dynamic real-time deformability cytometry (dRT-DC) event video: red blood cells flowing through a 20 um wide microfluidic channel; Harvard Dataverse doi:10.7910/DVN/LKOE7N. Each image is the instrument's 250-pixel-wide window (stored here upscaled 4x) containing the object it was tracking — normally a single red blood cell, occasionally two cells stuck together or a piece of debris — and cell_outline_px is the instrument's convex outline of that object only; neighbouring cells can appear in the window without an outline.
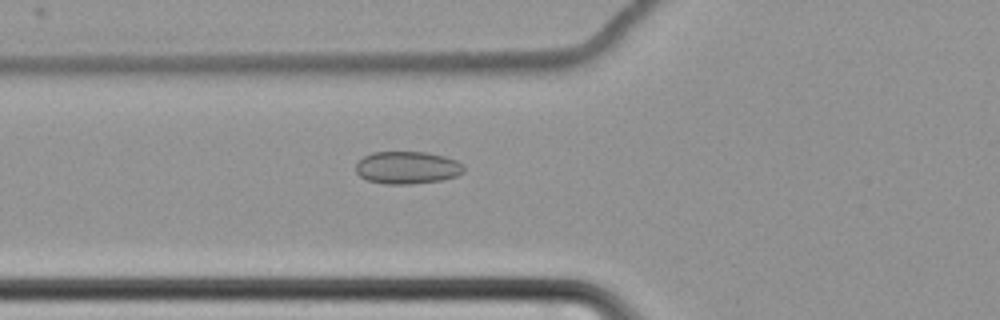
{"species": "common noctule bat (a hibernating species)", "species_latin": "Nyctalus noctula", "temperature_condition": "cold", "stored_images_in_passage": 63, "camera_frame_rate_fps": 3000, "um_per_image_px": 0.085, "animal": {"sex": "female", "body_mass_g": 22.7, "forearm_length_mm": 54.2}, "frame": {"image": 1, "passage_image": 26, "time_ms": 8.333, "image_size_px": [1000, 320], "cell_outline_px": [[464, 172], [456, 176], [440, 180], [412, 184], [384, 184], [368, 180], [360, 176], [356, 172], [356, 164], [364, 156], [372, 152], [428, 152], [444, 156], [456, 160], [464, 164]], "centroid_in_image_um": [34.63, 14.24], "position_along_channel_um": 91.2, "area_um2": 20.52}}
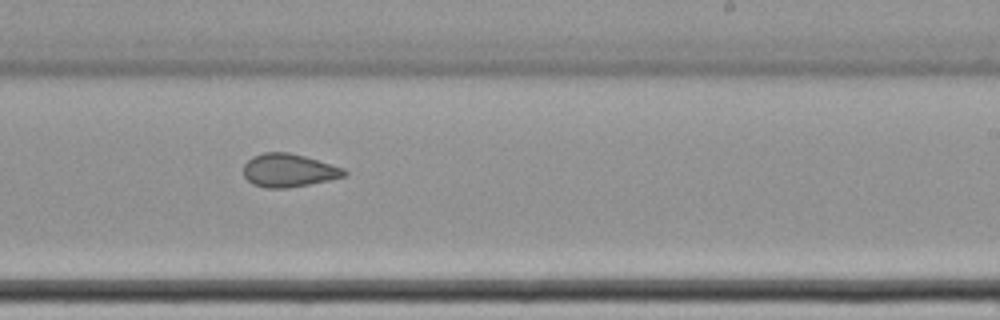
{"frame": {"image": 2, "passage_image": 41, "time_ms": 13.333, "image_size_px": [1000, 320], "cell_outline_px": [[348, 172], [344, 176], [328, 180], [288, 188], [264, 188], [252, 184], [244, 176], [244, 164], [252, 156], [264, 152], [288, 152], [304, 156], [344, 168]], "centroid_in_image_um": [24.51, 14.48], "position_along_channel_um": 264.5, "area_um2": 19.42}}
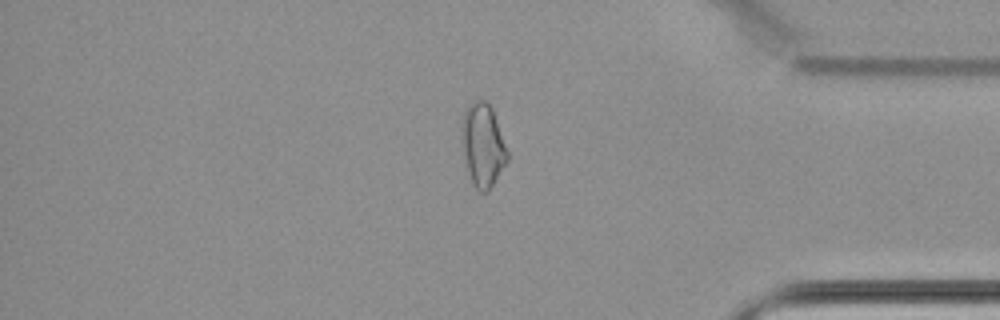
{"frame": {"image": 3, "passage_image": 54, "time_ms": 17.667, "image_size_px": [1000, 320], "cell_outline_px": [[508, 160], [488, 192], [480, 192], [472, 184], [468, 172], [460, 144], [460, 124], [464, 112], [468, 104], [472, 100], [484, 100], [492, 108], [508, 152]], "centroid_in_image_um": [40.99, 12.32], "position_along_channel_um": 394.2, "area_um2": 22.48}, "authors_computed_cell_mechanics": {"area_um2": 21.964, "velocity_mm_per_s": 3.4669, "shape_relaxation_time_tau1_ms": null, "shape_relaxation_time_tau2_ms": 2.2645, "deformation_change_tau1": null, "deformation_change_tau2": 0.0736}}